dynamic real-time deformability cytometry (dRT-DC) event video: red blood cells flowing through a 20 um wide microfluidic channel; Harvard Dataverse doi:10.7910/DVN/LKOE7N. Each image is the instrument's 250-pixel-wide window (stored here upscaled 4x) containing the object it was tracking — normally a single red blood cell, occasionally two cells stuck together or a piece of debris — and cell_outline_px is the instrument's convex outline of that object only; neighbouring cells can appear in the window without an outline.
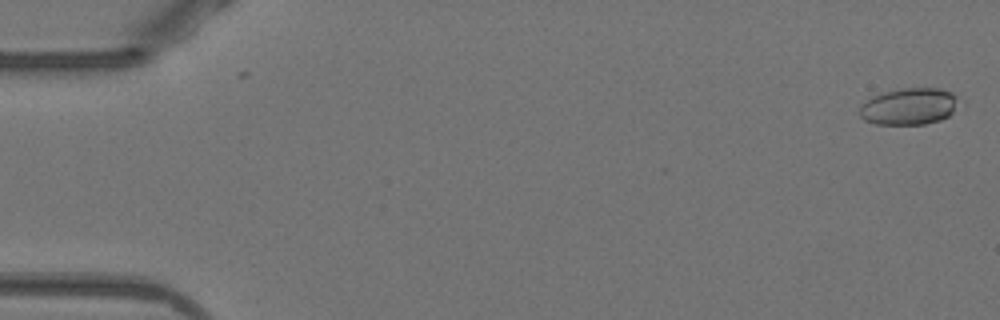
{"species": "Egyptian fruit bat (a non-hibernating species)", "species_latin": "Rousettus aegyptiacus", "temperature_condition": "warm", "stored_images_in_passage": 2, "camera_frame_rate_fps": 3000, "um_per_image_px": 0.085, "animal": {"sex": "female"}, "frame": {"image": 1, "passage_image": 2, "time_ms": 0.333, "image_size_px": [1000, 320], "cell_outline_px": [[964, 104], [948, 116], [940, 120], [924, 124], [876, 124], [864, 120], [860, 116], [860, 108], [872, 96], [884, 92], [900, 88], [940, 88], [952, 92], [964, 100]], "centroid_in_image_um": [77.39, 9.03], "position_along_channel_um": 7.6, "area_um2": 21.68}}